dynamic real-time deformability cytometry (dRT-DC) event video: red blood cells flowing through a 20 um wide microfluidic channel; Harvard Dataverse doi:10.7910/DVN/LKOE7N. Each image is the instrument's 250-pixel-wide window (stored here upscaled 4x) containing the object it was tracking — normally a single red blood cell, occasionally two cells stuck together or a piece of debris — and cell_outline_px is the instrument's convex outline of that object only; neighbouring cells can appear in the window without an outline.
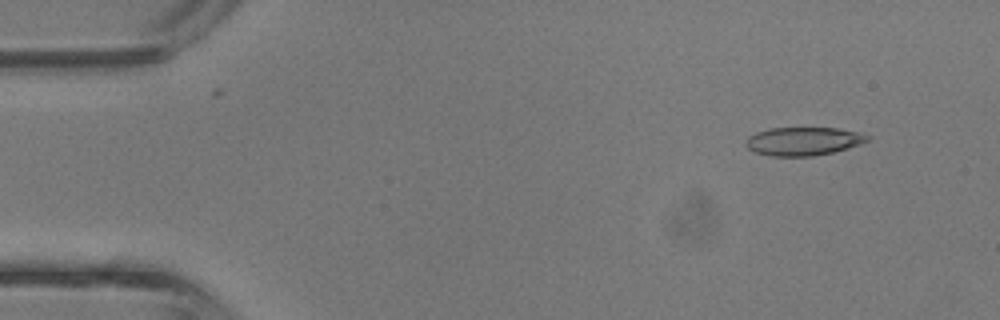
{"species": "common noctule bat (a hibernating species)", "species_latin": "Nyctalus noctula", "temperature_condition": "room temperature", "stored_images_in_passage": 3, "camera_frame_rate_fps": 3000, "um_per_image_px": 0.085, "animal": {"sex": "male", "body_mass_g": 13.3}, "frame": {"image": 1, "passage_image": 1, "time_ms": 0.0, "image_size_px": [1000, 320], "cell_outline_px": [[872, 136], [868, 140], [860, 144], [848, 148], [832, 152], [812, 156], [772, 156], [752, 152], [744, 144], [744, 140], [748, 136], [756, 132], [768, 128], [836, 128], [856, 132]], "centroid_in_image_um": [68.22, 12.0], "position_along_channel_um": 16.8, "area_um2": 20.17}}